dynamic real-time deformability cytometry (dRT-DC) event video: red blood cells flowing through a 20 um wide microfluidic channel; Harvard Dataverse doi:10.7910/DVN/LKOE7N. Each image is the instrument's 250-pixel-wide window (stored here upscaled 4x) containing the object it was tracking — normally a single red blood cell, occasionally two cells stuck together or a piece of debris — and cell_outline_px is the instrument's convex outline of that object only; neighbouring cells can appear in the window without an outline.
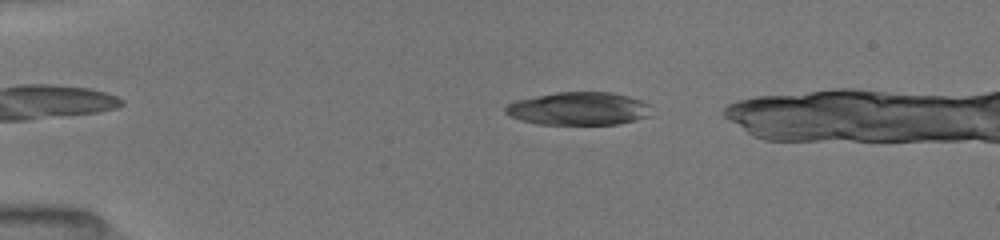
{"species": "common noctule bat (a hibernating species)", "species_latin": "Nyctalus noctula", "temperature_condition": "room temperature", "stored_images_in_passage": 23, "camera_frame_rate_fps": 3000, "um_per_image_px": 0.085, "animal": {"sex": "female", "body_mass_g": 19.5, "forearm_length_mm": 54.1}, "frame": {"image": 1, "passage_image": 4, "time_ms": 0.667, "image_size_px": [1000, 240], "cell_outline_px": [[652, 104], [648, 116], [636, 120], [616, 124], [536, 124], [520, 120], [508, 116], [504, 112], [504, 108], [508, 104], [516, 100], [556, 92], [612, 92], [628, 96]], "centroid_in_image_um": [49.17, 9.23], "position_along_channel_um": 35.8, "area_um2": 28.21}}